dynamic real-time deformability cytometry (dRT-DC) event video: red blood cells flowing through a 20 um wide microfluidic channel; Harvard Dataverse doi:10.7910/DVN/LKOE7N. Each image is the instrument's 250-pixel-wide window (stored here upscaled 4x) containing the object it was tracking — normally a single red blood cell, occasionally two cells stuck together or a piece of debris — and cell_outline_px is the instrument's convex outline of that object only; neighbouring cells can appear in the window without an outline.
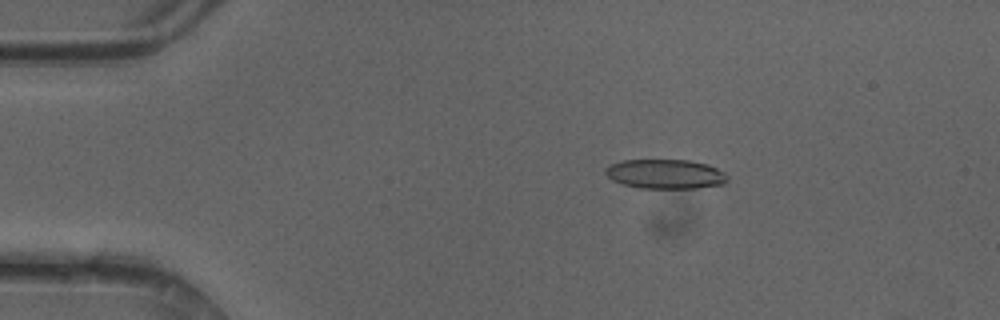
{"species": "common noctule bat (a hibernating species)", "species_latin": "Nyctalus noctula", "temperature_condition": "cold", "stored_images_in_passage": 49, "camera_frame_rate_fps": 3000, "um_per_image_px": 0.085, "animal": {"sex": "female"}, "frame": {"image": 1, "passage_image": 9, "time_ms": 2.667, "image_size_px": [1000, 320], "cell_outline_px": [[728, 180], [724, 184], [696, 188], [640, 188], [624, 184], [612, 180], [604, 172], [604, 168], [620, 160], [688, 160], [708, 164], [724, 172], [728, 176]], "centroid_in_image_um": [56.56, 14.79], "position_along_channel_um": 28.4, "area_um2": 20.98}}
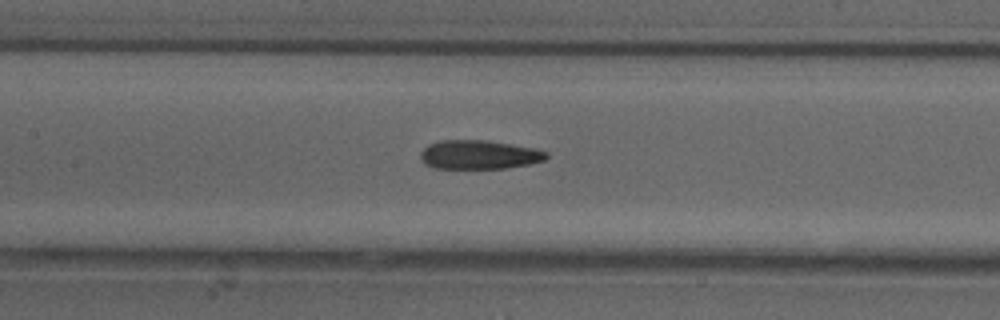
{"frame": {"image": 2, "passage_image": 23, "time_ms": 7.333, "image_size_px": [1000, 320], "cell_outline_px": [[548, 156], [544, 160], [528, 164], [504, 168], [432, 168], [424, 164], [420, 160], [420, 152], [428, 144], [440, 140], [488, 140], [536, 148], [548, 152]], "centroid_in_image_um": [40.69, 13.14], "position_along_channel_um": 166.7, "area_um2": 21.39}}
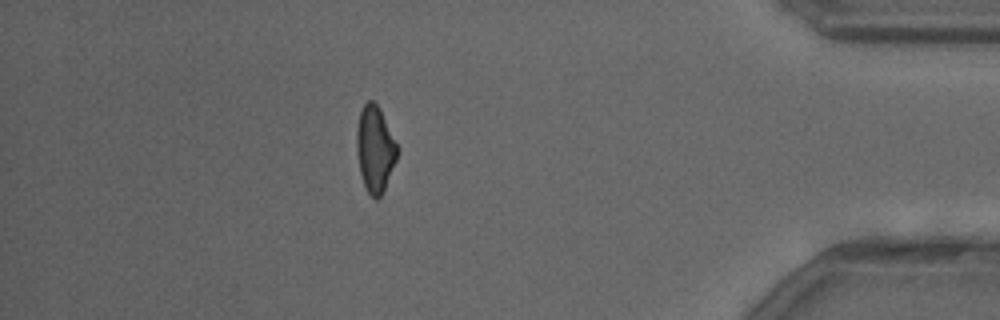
{"frame": {"image": 3, "passage_image": 43, "time_ms": 14.0, "image_size_px": [1000, 320], "cell_outline_px": [[400, 148], [396, 160], [384, 188], [380, 196], [376, 200], [368, 192], [364, 184], [360, 172], [356, 152], [356, 132], [360, 112], [364, 104], [368, 100], [372, 100], [380, 108]], "centroid_in_image_um": [31.88, 12.63], "position_along_channel_um": 403.3, "area_um2": 20.4}, "authors_computed_cell_mechanics": {"area_um2": 21.6172, "velocity_mm_per_s": 4.2326, "shape_relaxation_time_tau1_ms": null, "shape_relaxation_time_tau2_ms": 3.6319, "deformation_change_tau1": null, "deformation_change_tau2": 0.1359}}